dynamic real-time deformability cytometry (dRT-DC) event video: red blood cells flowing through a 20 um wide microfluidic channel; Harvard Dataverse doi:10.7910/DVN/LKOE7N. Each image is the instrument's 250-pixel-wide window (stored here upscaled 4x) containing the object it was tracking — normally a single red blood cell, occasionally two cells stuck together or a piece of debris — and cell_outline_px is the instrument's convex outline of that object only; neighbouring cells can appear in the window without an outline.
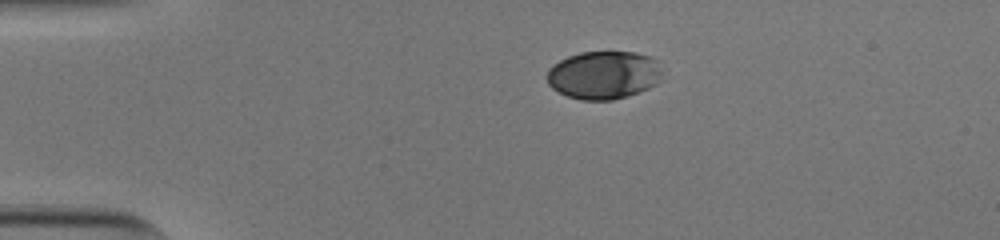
{"species": "human", "species_latin": "Homo sapiens", "temperature_condition": "cold", "stored_images_in_passage": 38, "camera_frame_rate_fps": 3000, "um_per_image_px": 0.085, "donor": {"sex": "male"}, "frame": {"image": 1, "passage_image": 1, "time_ms": 0.0, "image_size_px": [1000, 240], "cell_outline_px": [[664, 72], [660, 80], [656, 84], [640, 92], [628, 96], [612, 100], [580, 100], [568, 96], [552, 88], [548, 84], [548, 68], [552, 64], [568, 56], [580, 52], [636, 52], [652, 56], [656, 60]], "centroid_in_image_um": [51.35, 6.37], "position_along_channel_um": 33.6, "area_um2": 32.66}}
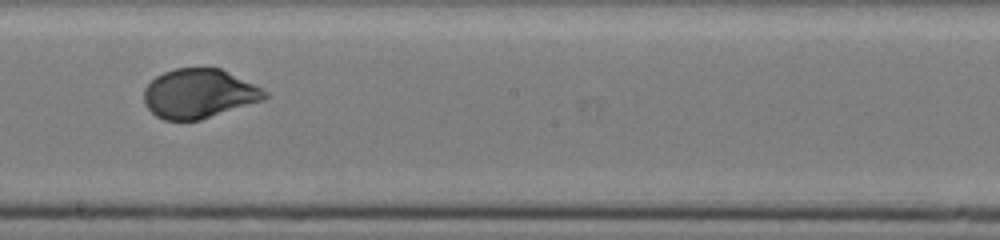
{"frame": {"image": 2, "passage_image": 21, "time_ms": 6.667, "image_size_px": [1000, 240], "cell_outline_px": [[272, 96], [264, 100], [200, 120], [164, 120], [156, 116], [144, 104], [144, 88], [156, 76], [164, 72], [176, 68], [220, 68], [268, 92]], "centroid_in_image_um": [16.91, 7.97], "position_along_channel_um": 231.3, "area_um2": 34.56}}
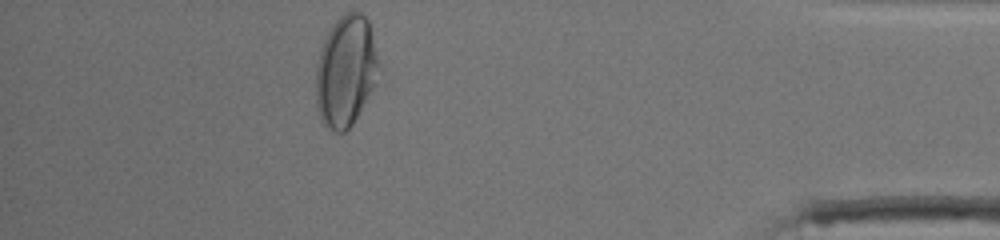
{"frame": {"image": 3, "passage_image": 38, "time_ms": 12.333, "image_size_px": [1000, 240], "cell_outline_px": [[384, 68], [352, 124], [344, 132], [336, 132], [328, 128], [324, 124], [316, 108], [316, 64], [320, 48], [332, 24], [344, 12], [360, 12], [368, 20]], "centroid_in_image_um": [29.43, 6.0], "position_along_channel_um": 405.8, "area_um2": 41.38}, "authors_computed_cell_mechanics": {"area_um2": 34.7667, "velocity_mm_per_s": 3.8155, "shape_relaxation_time_tau1_ms": 4.7367, "shape_relaxation_time_tau2_ms": null, "deformation_change_tau1": 0.1503, "deformation_change_tau2": null}}